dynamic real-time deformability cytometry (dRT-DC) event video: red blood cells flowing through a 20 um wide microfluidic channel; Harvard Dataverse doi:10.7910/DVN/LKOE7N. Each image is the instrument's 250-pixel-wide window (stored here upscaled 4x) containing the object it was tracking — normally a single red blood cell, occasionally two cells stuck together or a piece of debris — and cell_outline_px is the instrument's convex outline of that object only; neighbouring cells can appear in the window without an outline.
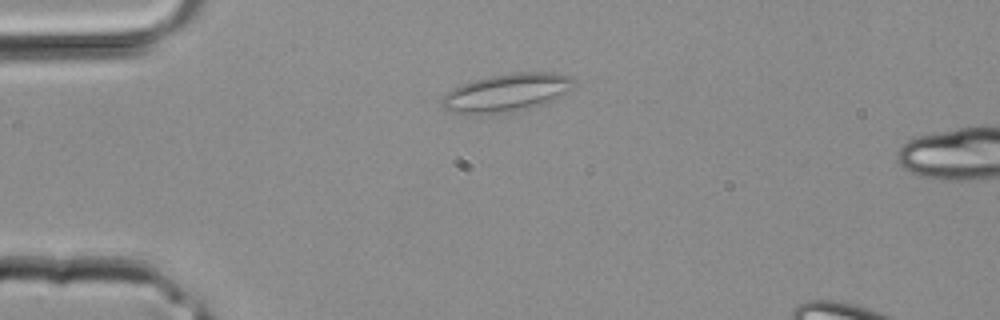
{"species": "common noctule bat (a hibernating species)", "species_latin": "Nyctalus noctula", "temperature_condition": "room temperature", "stored_images_in_passage": 3, "camera_frame_rate_fps": 3000, "um_per_image_px": 0.085, "animal": {"sex": "male", "body_mass_g": 20.4}, "frame": {"image": 1, "passage_image": 3, "time_ms": 0.667, "image_size_px": [1000, 320], "cell_outline_px": [[576, 80], [564, 92], [552, 100], [544, 104], [512, 112], [476, 116], [468, 116], [452, 112], [444, 108], [440, 104], [440, 100], [452, 88], [488, 76], [512, 72], [552, 72], [572, 76]], "centroid_in_image_um": [42.99, 7.9], "position_along_channel_um": 42.0, "area_um2": 29.54}}